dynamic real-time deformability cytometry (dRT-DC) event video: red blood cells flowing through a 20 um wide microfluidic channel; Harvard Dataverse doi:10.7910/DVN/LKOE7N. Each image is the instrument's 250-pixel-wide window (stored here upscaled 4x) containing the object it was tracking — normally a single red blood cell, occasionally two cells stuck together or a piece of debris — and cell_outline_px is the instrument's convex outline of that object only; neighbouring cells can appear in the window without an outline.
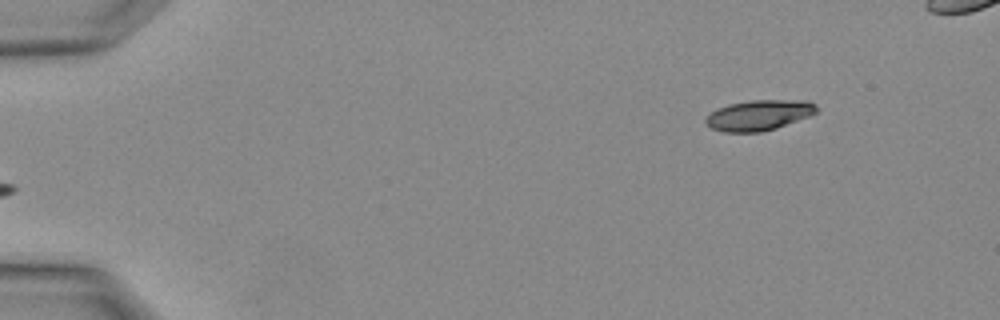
{"species": "Egyptian fruit bat (a non-hibernating species)", "species_latin": "Rousettus aegyptiacus", "temperature_condition": "warm", "stored_images_in_passage": 3, "camera_frame_rate_fps": 3000, "um_per_image_px": 0.085, "animal": {"sex": "female"}, "frame": {"image": 1, "passage_image": 1, "time_ms": 0.0, "image_size_px": [1000, 320], "cell_outline_px": [[816, 112], [808, 116], [776, 128], [760, 132], [724, 132], [712, 128], [704, 120], [716, 108], [728, 104], [752, 100], [808, 100], [816, 104]], "centroid_in_image_um": [64.5, 9.78], "position_along_channel_um": 20.5, "area_um2": 19.48}}